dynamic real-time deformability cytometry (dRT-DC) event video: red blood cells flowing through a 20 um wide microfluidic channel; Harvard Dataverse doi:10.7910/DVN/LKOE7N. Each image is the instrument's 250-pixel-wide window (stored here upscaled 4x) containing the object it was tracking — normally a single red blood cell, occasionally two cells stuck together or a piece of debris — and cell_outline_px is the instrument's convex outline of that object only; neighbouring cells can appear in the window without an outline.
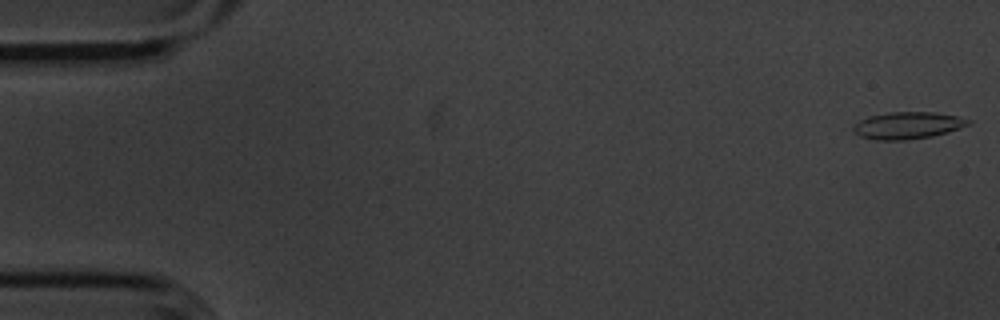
{"species": "common noctule bat (a hibernating species)", "species_latin": "Nyctalus noctula", "temperature_condition": "cold", "stored_images_in_passage": 17, "camera_frame_rate_fps": 3000, "um_per_image_px": 0.085, "animal": {"sex": "male", "body_mass_g": 20.1, "forearm_length_mm": 53.5}, "frame": {"image": 1, "passage_image": 1, "time_ms": 0.0, "image_size_px": [1000, 320], "cell_outline_px": [[972, 124], [948, 132], [932, 136], [904, 140], [876, 140], [860, 136], [852, 132], [852, 124], [868, 116], [892, 112], [936, 112], [956, 116], [972, 120]], "centroid_in_image_um": [77.14, 10.66], "position_along_channel_um": 7.9, "area_um2": 18.26}}
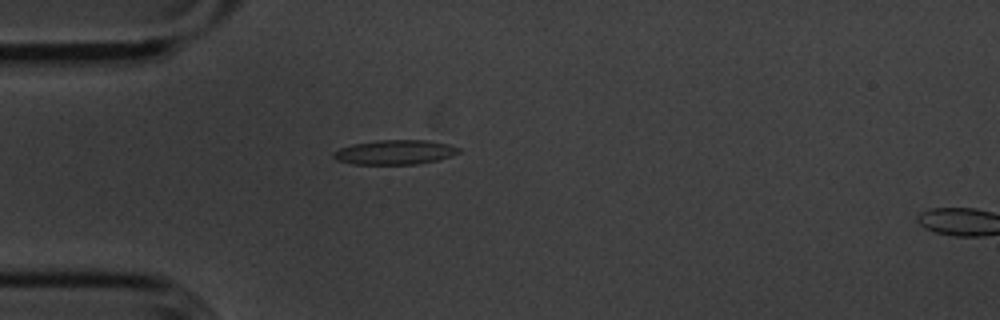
{"frame": {"image": 2, "passage_image": 15, "time_ms": 4.667, "image_size_px": [1000, 320], "cell_outline_px": [[460, 152], [436, 160], [416, 164], [352, 164], [336, 160], [332, 156], [332, 152], [340, 148], [352, 144], [380, 140], [428, 140], [448, 144], [460, 148]], "centroid_in_image_um": [33.52, 12.93], "position_along_channel_um": 51.5, "area_um2": 17.8}}